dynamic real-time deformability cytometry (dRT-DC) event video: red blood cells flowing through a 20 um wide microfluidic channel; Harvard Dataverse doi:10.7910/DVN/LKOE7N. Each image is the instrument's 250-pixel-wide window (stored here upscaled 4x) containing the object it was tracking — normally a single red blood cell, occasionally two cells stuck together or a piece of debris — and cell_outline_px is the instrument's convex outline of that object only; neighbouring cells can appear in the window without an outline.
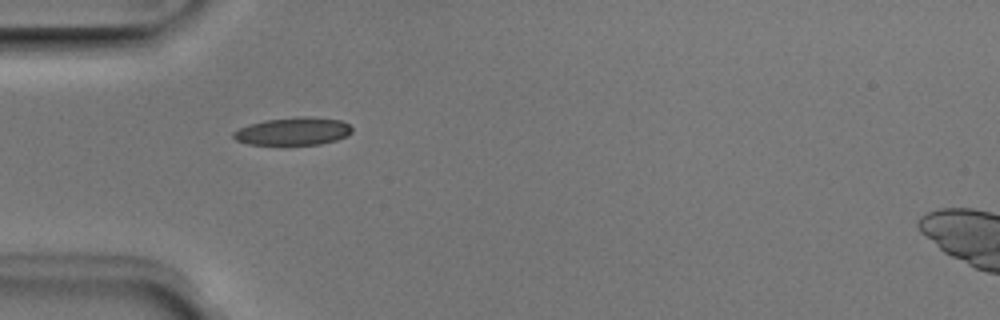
{"species": "Egyptian fruit bat (a non-hibernating species)", "species_latin": "Rousettus aegyptiacus", "temperature_condition": "room temperature", "stored_images_in_passage": 36, "camera_frame_rate_fps": 3000, "um_per_image_px": 0.085, "animal": {"sex": "male"}, "frame": {"image": 1, "passage_image": 1, "time_ms": 0.0, "image_size_px": [1000, 320], "cell_outline_px": [[352, 132], [348, 136], [336, 140], [320, 144], [248, 144], [236, 140], [232, 136], [232, 132], [240, 128], [264, 120], [296, 116], [304, 116], [340, 120], [348, 124], [352, 128]], "centroid_in_image_um": [24.93, 11.15], "position_along_channel_um": 60.1, "area_um2": 19.07}}
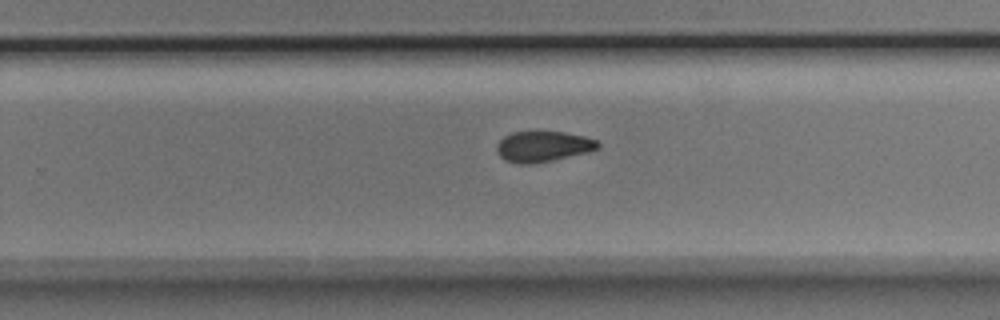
{"frame": {"image": 2, "passage_image": 18, "time_ms": 5.667, "image_size_px": [1000, 320], "cell_outline_px": [[600, 148], [588, 152], [552, 160], [532, 164], [520, 164], [504, 160], [496, 152], [496, 144], [504, 136], [512, 132], [564, 132], [584, 136], [596, 140], [600, 144]], "centroid_in_image_um": [46.14, 12.45], "position_along_channel_um": 283.7, "area_um2": 18.09}}
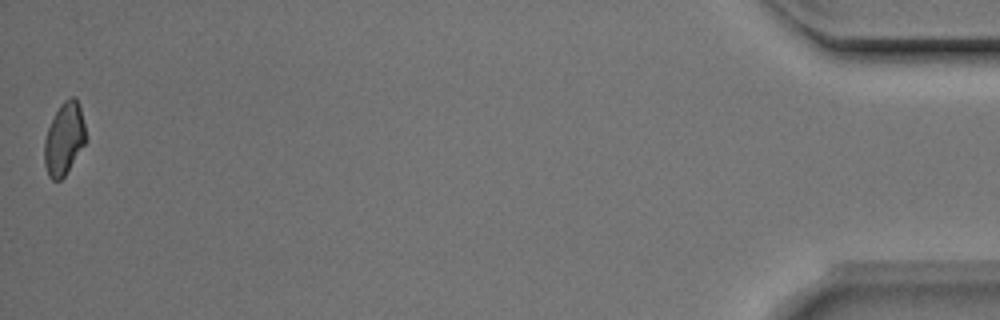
{"frame": {"image": 3, "passage_image": 36, "time_ms": 11.667, "image_size_px": [1000, 320], "cell_outline_px": [[88, 140], [64, 176], [60, 180], [52, 180], [48, 176], [44, 164], [44, 140], [48, 128], [60, 104], [64, 100], [72, 96], [76, 96], [80, 108]], "centroid_in_image_um": [5.46, 11.8], "position_along_channel_um": 429.7, "area_um2": 17.57}, "authors_computed_cell_mechanics": {"area_um2": 18.4093, "velocity_mm_per_s": 4.0013, "shape_relaxation_time_tau1_ms": 3.3358, "shape_relaxation_time_tau2_ms": 2.6563, "deformation_change_tau1": 0.1284, "deformation_change_tau2": 0.0786}}